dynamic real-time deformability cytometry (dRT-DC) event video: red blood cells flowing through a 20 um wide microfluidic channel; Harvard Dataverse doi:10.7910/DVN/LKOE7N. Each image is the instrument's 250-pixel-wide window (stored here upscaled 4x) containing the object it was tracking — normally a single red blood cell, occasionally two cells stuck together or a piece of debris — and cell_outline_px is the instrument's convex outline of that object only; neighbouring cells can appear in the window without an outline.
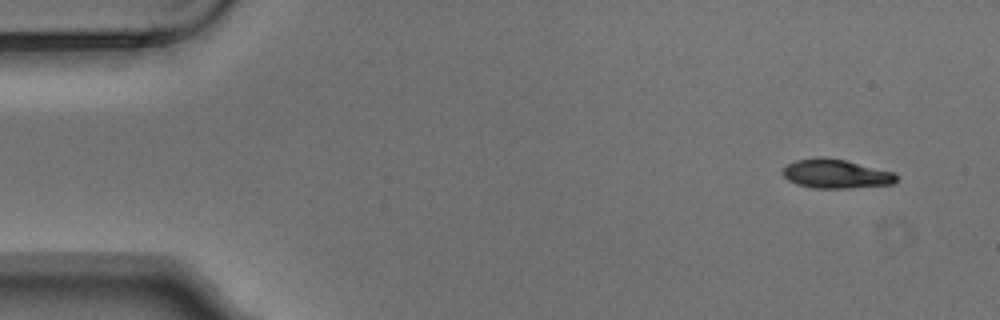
{"species": "Egyptian fruit bat (a non-hibernating species)", "species_latin": "Rousettus aegyptiacus", "temperature_condition": "warm", "stored_images_in_passage": 4, "camera_frame_rate_fps": 3000, "um_per_image_px": 0.085, "animal": {"sex": "male"}, "frame": {"image": 1, "passage_image": 1, "time_ms": 0.0, "image_size_px": [1000, 320], "cell_outline_px": [[896, 180], [892, 184], [848, 188], [812, 188], [796, 184], [788, 180], [780, 172], [788, 164], [796, 160], [820, 156], [824, 156], [844, 160], [892, 172], [896, 176]], "centroid_in_image_um": [70.98, 14.77], "position_along_channel_um": 14.0, "area_um2": 19.07}}
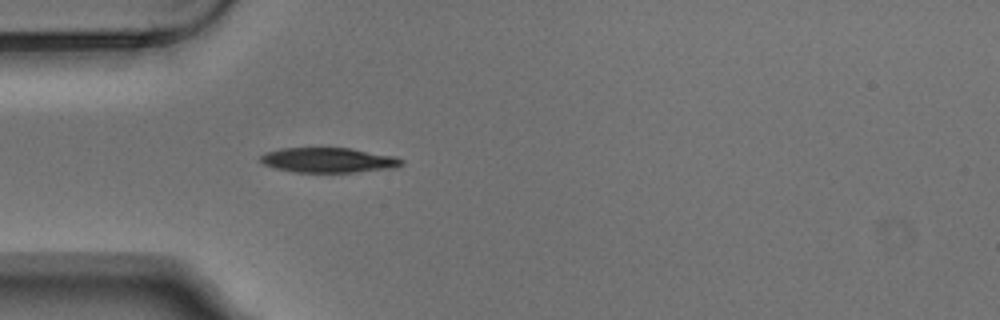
{"frame": {"image": 2, "passage_image": 4, "time_ms": 1.0, "image_size_px": [1000, 320], "cell_outline_px": [[404, 164], [396, 168], [356, 172], [296, 172], [276, 168], [264, 164], [260, 160], [260, 156], [264, 152], [280, 148], [352, 148], [396, 156], [404, 160]], "centroid_in_image_um": [27.97, 13.6], "position_along_channel_um": 57.0, "area_um2": 20.69}}